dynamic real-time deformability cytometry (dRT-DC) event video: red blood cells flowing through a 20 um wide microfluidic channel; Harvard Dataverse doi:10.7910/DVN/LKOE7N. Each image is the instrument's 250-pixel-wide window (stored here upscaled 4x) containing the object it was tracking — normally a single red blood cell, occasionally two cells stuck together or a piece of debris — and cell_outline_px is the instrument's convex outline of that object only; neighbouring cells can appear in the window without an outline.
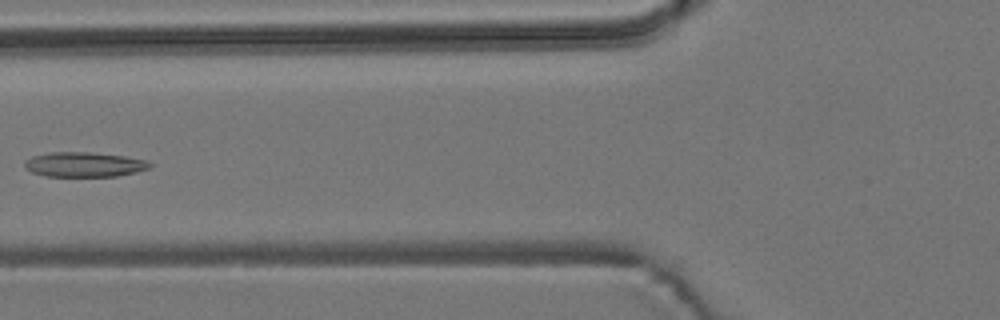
{"species": "common noctule bat (a hibernating species)", "species_latin": "Nyctalus noctula", "temperature_condition": "room temperature", "stored_images_in_passage": 5, "camera_frame_rate_fps": 3000, "um_per_image_px": 0.085, "animal": {"sex": "male", "body_mass_g": 19.2, "forearm_length_mm": 51.8}, "frame": {"image": 1, "passage_image": 4, "time_ms": 3.667, "image_size_px": [1000, 320], "cell_outline_px": [[152, 164], [148, 168], [136, 172], [116, 176], [48, 176], [32, 172], [24, 168], [24, 164], [32, 156], [52, 152], [88, 152], [124, 156], [148, 160]], "centroid_in_image_um": [7.17, 13.98], "position_along_channel_um": 118.6, "area_um2": 17.92}}
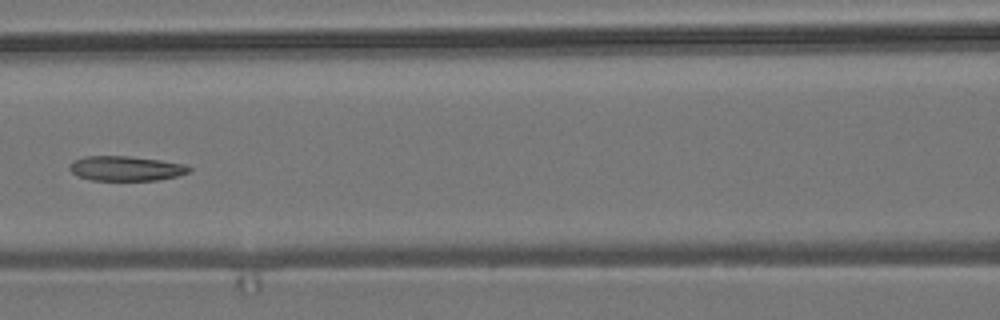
{"frame": {"image": 2, "passage_image": 5, "time_ms": 4.667, "image_size_px": [1000, 320], "cell_outline_px": [[192, 172], [176, 176], [156, 180], [88, 180], [76, 176], [68, 168], [76, 160], [84, 156], [128, 156], [160, 160], [184, 164], [192, 168]], "centroid_in_image_um": [10.71, 14.32], "position_along_channel_um": 155.9, "area_um2": 17.22}}